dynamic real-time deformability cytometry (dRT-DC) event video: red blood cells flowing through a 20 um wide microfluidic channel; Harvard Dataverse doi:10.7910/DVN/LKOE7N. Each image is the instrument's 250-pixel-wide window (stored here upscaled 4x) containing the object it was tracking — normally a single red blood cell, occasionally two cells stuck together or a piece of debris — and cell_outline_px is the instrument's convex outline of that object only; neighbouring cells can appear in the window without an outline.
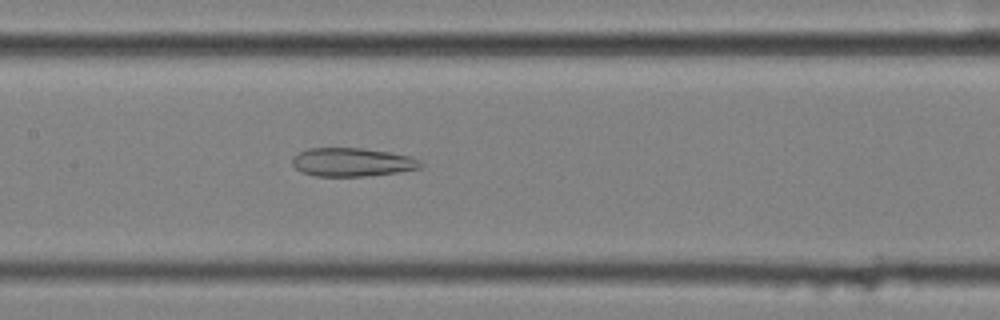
{"species": "common noctule bat (a hibernating species)", "species_latin": "Nyctalus noctula", "temperature_condition": "cold", "stored_images_in_passage": 57, "camera_frame_rate_fps": 3000, "um_per_image_px": 0.085, "animal": {"sex": "female", "body_mass_g": 25.1}, "frame": {"image": 1, "passage_image": 28, "time_ms": 9.0, "image_size_px": [1000, 320], "cell_outline_px": [[424, 168], [396, 172], [364, 176], [316, 176], [304, 172], [296, 168], [292, 164], [292, 156], [308, 148], [364, 148], [412, 156], [420, 160], [424, 164]], "centroid_in_image_um": [29.98, 13.78], "position_along_channel_um": 177.4, "area_um2": 21.39}}
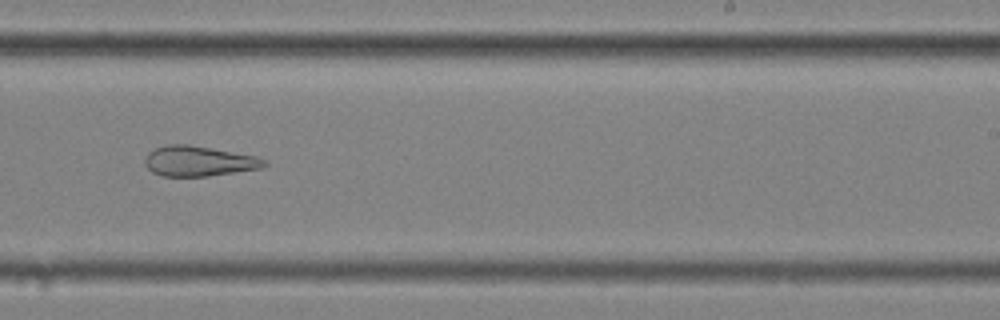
{"frame": {"image": 2, "passage_image": 36, "time_ms": 11.667, "image_size_px": [1000, 320], "cell_outline_px": [[268, 164], [260, 168], [208, 176], [164, 176], [152, 172], [144, 164], [144, 160], [148, 152], [156, 148], [168, 144], [188, 144], [256, 156], [268, 160]], "centroid_in_image_um": [16.88, 13.69], "position_along_channel_um": 272.1, "area_um2": 20.92}}
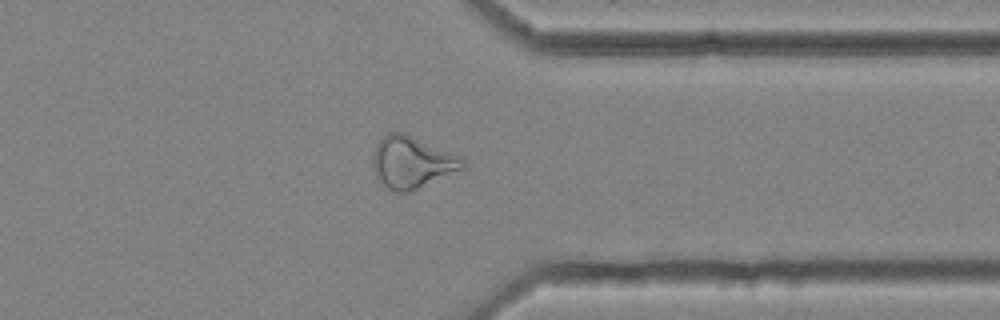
{"frame": {"image": 3, "passage_image": 45, "time_ms": 14.667, "image_size_px": [1000, 320], "cell_outline_px": [[464, 168], [408, 192], [396, 192], [388, 188], [376, 176], [372, 164], [372, 160], [376, 144], [388, 132], [404, 132], [448, 152], [464, 160]], "centroid_in_image_um": [34.95, 13.79], "position_along_channel_um": 376.4, "area_um2": 26.36}, "authors_computed_cell_mechanics": {"area_um2": 29.0156, "velocity_mm_per_s": 3.5589, "shape_relaxation_time_tau1_ms": null, "shape_relaxation_time_tau2_ms": 4.3978, "deformation_change_tau1": null, "deformation_change_tau2": 0.1577}}